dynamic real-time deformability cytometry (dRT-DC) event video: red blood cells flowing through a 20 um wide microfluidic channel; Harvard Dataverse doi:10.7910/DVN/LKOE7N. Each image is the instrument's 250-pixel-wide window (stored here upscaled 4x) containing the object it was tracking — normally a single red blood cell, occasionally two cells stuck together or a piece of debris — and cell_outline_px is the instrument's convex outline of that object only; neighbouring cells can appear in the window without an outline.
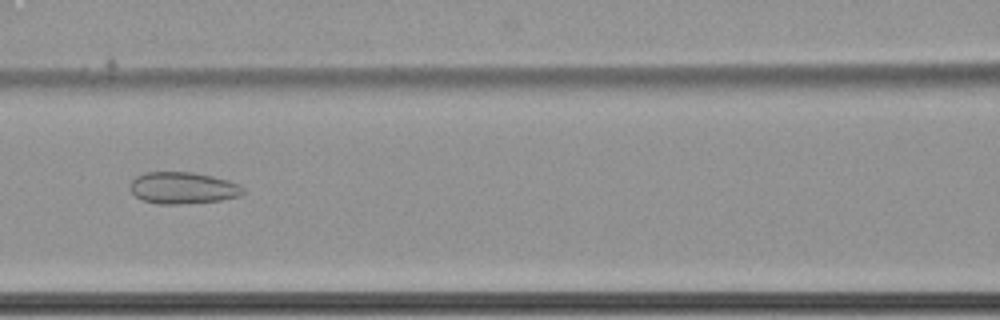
{"species": "common noctule bat (a hibernating species)", "species_latin": "Nyctalus noctula", "temperature_condition": "cold", "stored_images_in_passage": 64, "camera_frame_rate_fps": 3000, "um_per_image_px": 0.085, "animal": {"sex": "female", "body_mass_g": 22.7, "forearm_length_mm": 54.2}, "frame": {"image": 1, "passage_image": 32, "time_ms": 10.333, "image_size_px": [1000, 320], "cell_outline_px": [[244, 192], [240, 196], [220, 200], [180, 204], [156, 204], [140, 200], [128, 188], [128, 184], [136, 176], [144, 172], [192, 172], [212, 176], [228, 180], [240, 184], [244, 188]], "centroid_in_image_um": [15.51, 15.97], "position_along_channel_um": 151.1, "area_um2": 21.15}}
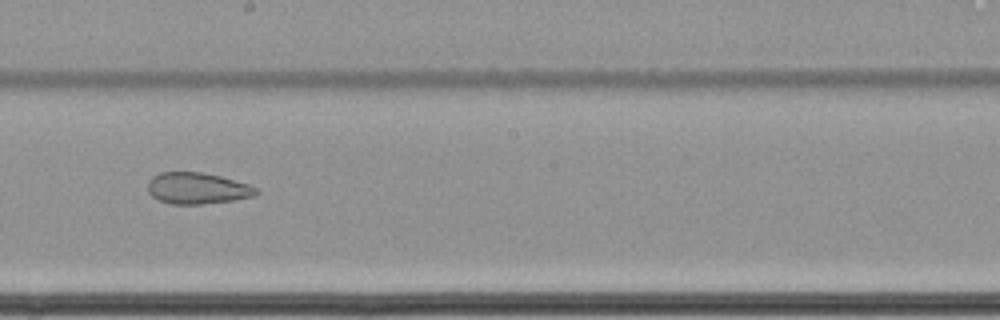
{"frame": {"image": 2, "passage_image": 39, "time_ms": 12.667, "image_size_px": [1000, 320], "cell_outline_px": [[260, 192], [256, 196], [232, 200], [200, 204], [172, 204], [160, 200], [152, 196], [148, 192], [148, 184], [152, 176], [160, 172], [200, 172], [220, 176], [248, 184], [260, 188]], "centroid_in_image_um": [16.8, 16.0], "position_along_channel_um": 231.4, "area_um2": 19.83}}
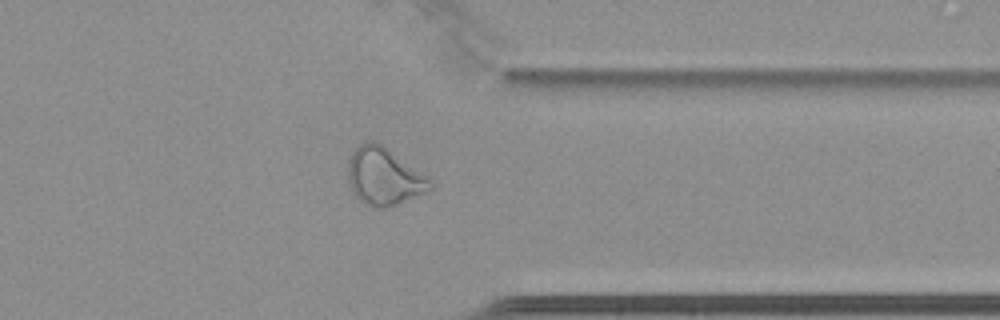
{"frame": {"image": 3, "passage_image": 52, "time_ms": 17.0, "image_size_px": [1000, 320], "cell_outline_px": [[432, 188], [424, 192], [396, 204], [384, 208], [376, 208], [364, 204], [352, 192], [348, 180], [348, 160], [352, 152], [360, 144], [368, 140], [372, 140], [380, 144], [428, 180], [432, 184]], "centroid_in_image_um": [32.52, 15.02], "position_along_channel_um": 378.9, "area_um2": 26.36}, "authors_computed_cell_mechanics": {"area_um2": 29.5936, "velocity_mm_per_s": 3.4505, "shape_relaxation_time_tau1_ms": null, "shape_relaxation_time_tau2_ms": 3.0313, "deformation_change_tau1": null, "deformation_change_tau2": 0.0889}}